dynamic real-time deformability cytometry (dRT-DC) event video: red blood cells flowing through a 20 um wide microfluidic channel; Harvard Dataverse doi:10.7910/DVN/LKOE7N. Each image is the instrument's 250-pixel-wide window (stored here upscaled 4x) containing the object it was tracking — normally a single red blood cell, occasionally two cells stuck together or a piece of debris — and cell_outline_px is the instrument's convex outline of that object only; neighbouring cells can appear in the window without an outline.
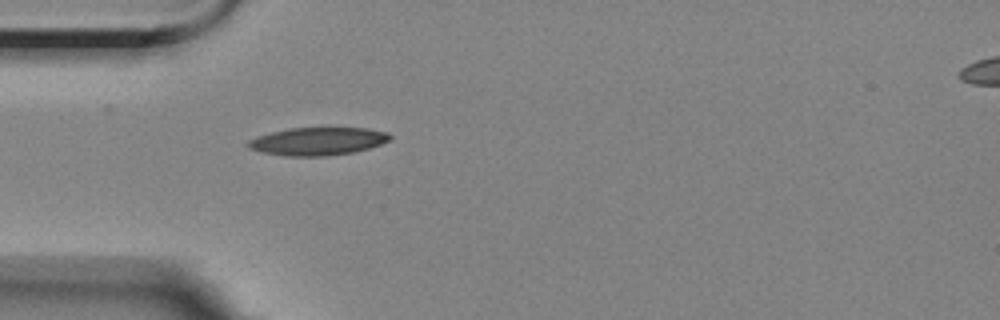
{"species": "Egyptian fruit bat (a non-hibernating species)", "species_latin": "Rousettus aegyptiacus", "temperature_condition": "room temperature", "stored_images_in_passage": 5, "camera_frame_rate_fps": 3000, "um_per_image_px": 0.085, "animal": {"sex": "female"}, "frame": {"image": 1, "passage_image": 5, "time_ms": 4.667, "image_size_px": [1000, 320], "cell_outline_px": [[392, 136], [388, 140], [380, 144], [368, 148], [352, 152], [324, 156], [284, 156], [264, 152], [248, 148], [248, 140], [256, 136], [288, 128], [368, 128], [388, 132]], "centroid_in_image_um": [27.0, 12.0], "position_along_channel_um": 58.0, "area_um2": 22.89}}